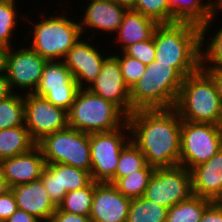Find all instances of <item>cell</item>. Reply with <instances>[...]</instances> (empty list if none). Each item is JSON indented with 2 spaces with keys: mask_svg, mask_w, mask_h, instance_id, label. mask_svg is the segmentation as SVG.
I'll return each instance as SVG.
<instances>
[{
  "mask_svg": "<svg viewBox=\"0 0 222 222\" xmlns=\"http://www.w3.org/2000/svg\"><path fill=\"white\" fill-rule=\"evenodd\" d=\"M131 141L153 168L178 166L181 118L174 108L138 109L128 117Z\"/></svg>",
  "mask_w": 222,
  "mask_h": 222,
  "instance_id": "cell-1",
  "label": "cell"
},
{
  "mask_svg": "<svg viewBox=\"0 0 222 222\" xmlns=\"http://www.w3.org/2000/svg\"><path fill=\"white\" fill-rule=\"evenodd\" d=\"M62 8L61 12H59V8L57 9L58 11H51L53 14H50L49 10H45V7L43 8L45 12L43 10L39 12L36 9V12L33 11L32 13L30 9L28 13L30 12L29 14L31 15L26 13L25 23H27L24 26H28V29L25 28L27 32H22L24 36L20 39L21 41H26V44L28 43L37 54L47 61L64 60L68 51L83 36L77 20L78 16H75L77 11L71 17L70 13L67 12V8L65 6H62ZM64 8H66V11H64ZM31 19L33 20L31 21Z\"/></svg>",
  "mask_w": 222,
  "mask_h": 222,
  "instance_id": "cell-2",
  "label": "cell"
},
{
  "mask_svg": "<svg viewBox=\"0 0 222 222\" xmlns=\"http://www.w3.org/2000/svg\"><path fill=\"white\" fill-rule=\"evenodd\" d=\"M155 60L184 78L200 68V28L190 23L159 24L153 34Z\"/></svg>",
  "mask_w": 222,
  "mask_h": 222,
  "instance_id": "cell-3",
  "label": "cell"
},
{
  "mask_svg": "<svg viewBox=\"0 0 222 222\" xmlns=\"http://www.w3.org/2000/svg\"><path fill=\"white\" fill-rule=\"evenodd\" d=\"M174 109L181 120L222 125V102L212 77L202 68L186 76Z\"/></svg>",
  "mask_w": 222,
  "mask_h": 222,
  "instance_id": "cell-4",
  "label": "cell"
},
{
  "mask_svg": "<svg viewBox=\"0 0 222 222\" xmlns=\"http://www.w3.org/2000/svg\"><path fill=\"white\" fill-rule=\"evenodd\" d=\"M184 77L171 65L157 60L146 65L130 89L131 113L138 109L174 108Z\"/></svg>",
  "mask_w": 222,
  "mask_h": 222,
  "instance_id": "cell-5",
  "label": "cell"
},
{
  "mask_svg": "<svg viewBox=\"0 0 222 222\" xmlns=\"http://www.w3.org/2000/svg\"><path fill=\"white\" fill-rule=\"evenodd\" d=\"M68 127L84 133L110 132L127 122V115L114 103L80 88L67 111Z\"/></svg>",
  "mask_w": 222,
  "mask_h": 222,
  "instance_id": "cell-6",
  "label": "cell"
},
{
  "mask_svg": "<svg viewBox=\"0 0 222 222\" xmlns=\"http://www.w3.org/2000/svg\"><path fill=\"white\" fill-rule=\"evenodd\" d=\"M36 145L40 148L45 163L67 164L90 172L88 133L67 127L45 136Z\"/></svg>",
  "mask_w": 222,
  "mask_h": 222,
  "instance_id": "cell-7",
  "label": "cell"
},
{
  "mask_svg": "<svg viewBox=\"0 0 222 222\" xmlns=\"http://www.w3.org/2000/svg\"><path fill=\"white\" fill-rule=\"evenodd\" d=\"M222 147V125L182 120L179 165L187 170L206 163Z\"/></svg>",
  "mask_w": 222,
  "mask_h": 222,
  "instance_id": "cell-8",
  "label": "cell"
},
{
  "mask_svg": "<svg viewBox=\"0 0 222 222\" xmlns=\"http://www.w3.org/2000/svg\"><path fill=\"white\" fill-rule=\"evenodd\" d=\"M131 140L130 127L89 134L91 177L94 182H109L114 176L123 147Z\"/></svg>",
  "mask_w": 222,
  "mask_h": 222,
  "instance_id": "cell-9",
  "label": "cell"
},
{
  "mask_svg": "<svg viewBox=\"0 0 222 222\" xmlns=\"http://www.w3.org/2000/svg\"><path fill=\"white\" fill-rule=\"evenodd\" d=\"M16 44L7 48L5 54L4 72L9 86L14 93H34L40 83L47 60L37 54L28 44L26 46L25 42Z\"/></svg>",
  "mask_w": 222,
  "mask_h": 222,
  "instance_id": "cell-10",
  "label": "cell"
},
{
  "mask_svg": "<svg viewBox=\"0 0 222 222\" xmlns=\"http://www.w3.org/2000/svg\"><path fill=\"white\" fill-rule=\"evenodd\" d=\"M192 195L191 172L178 165L155 168L143 197L169 209Z\"/></svg>",
  "mask_w": 222,
  "mask_h": 222,
  "instance_id": "cell-11",
  "label": "cell"
},
{
  "mask_svg": "<svg viewBox=\"0 0 222 222\" xmlns=\"http://www.w3.org/2000/svg\"><path fill=\"white\" fill-rule=\"evenodd\" d=\"M83 1L85 2L79 1L82 4L79 3V9L82 8L83 12L77 15L82 35L84 37L96 38L95 41L97 42V38H99L97 35L101 34V38L103 37L102 34H104L103 38L105 39L107 35L108 37L105 40L108 42L110 35L112 38L114 33H117L128 9L118 5L113 0Z\"/></svg>",
  "mask_w": 222,
  "mask_h": 222,
  "instance_id": "cell-12",
  "label": "cell"
},
{
  "mask_svg": "<svg viewBox=\"0 0 222 222\" xmlns=\"http://www.w3.org/2000/svg\"><path fill=\"white\" fill-rule=\"evenodd\" d=\"M24 104V125L36 144L45 136L68 127L67 111L44 97L24 94Z\"/></svg>",
  "mask_w": 222,
  "mask_h": 222,
  "instance_id": "cell-13",
  "label": "cell"
},
{
  "mask_svg": "<svg viewBox=\"0 0 222 222\" xmlns=\"http://www.w3.org/2000/svg\"><path fill=\"white\" fill-rule=\"evenodd\" d=\"M94 42V38L82 36L63 60L77 81L79 88H87L97 78L104 60L111 53L108 51L110 50L108 42L103 46L109 49L101 47V43Z\"/></svg>",
  "mask_w": 222,
  "mask_h": 222,
  "instance_id": "cell-14",
  "label": "cell"
},
{
  "mask_svg": "<svg viewBox=\"0 0 222 222\" xmlns=\"http://www.w3.org/2000/svg\"><path fill=\"white\" fill-rule=\"evenodd\" d=\"M79 89L63 60L47 61L34 94L68 111Z\"/></svg>",
  "mask_w": 222,
  "mask_h": 222,
  "instance_id": "cell-15",
  "label": "cell"
},
{
  "mask_svg": "<svg viewBox=\"0 0 222 222\" xmlns=\"http://www.w3.org/2000/svg\"><path fill=\"white\" fill-rule=\"evenodd\" d=\"M87 89L117 105L127 116L131 114L130 89L125 84L120 64L112 53L104 60L101 72Z\"/></svg>",
  "mask_w": 222,
  "mask_h": 222,
  "instance_id": "cell-16",
  "label": "cell"
},
{
  "mask_svg": "<svg viewBox=\"0 0 222 222\" xmlns=\"http://www.w3.org/2000/svg\"><path fill=\"white\" fill-rule=\"evenodd\" d=\"M40 178L56 206L67 192L82 189L93 181L90 172L62 163H46Z\"/></svg>",
  "mask_w": 222,
  "mask_h": 222,
  "instance_id": "cell-17",
  "label": "cell"
},
{
  "mask_svg": "<svg viewBox=\"0 0 222 222\" xmlns=\"http://www.w3.org/2000/svg\"><path fill=\"white\" fill-rule=\"evenodd\" d=\"M131 200L125 197L112 183L94 182L89 217L92 222H126Z\"/></svg>",
  "mask_w": 222,
  "mask_h": 222,
  "instance_id": "cell-18",
  "label": "cell"
},
{
  "mask_svg": "<svg viewBox=\"0 0 222 222\" xmlns=\"http://www.w3.org/2000/svg\"><path fill=\"white\" fill-rule=\"evenodd\" d=\"M46 163L40 148L36 145L29 152L0 161V170L12 188L40 179Z\"/></svg>",
  "mask_w": 222,
  "mask_h": 222,
  "instance_id": "cell-19",
  "label": "cell"
},
{
  "mask_svg": "<svg viewBox=\"0 0 222 222\" xmlns=\"http://www.w3.org/2000/svg\"><path fill=\"white\" fill-rule=\"evenodd\" d=\"M18 209L34 215L42 222H49L57 206L52 202L40 179L27 184H17L11 188Z\"/></svg>",
  "mask_w": 222,
  "mask_h": 222,
  "instance_id": "cell-20",
  "label": "cell"
},
{
  "mask_svg": "<svg viewBox=\"0 0 222 222\" xmlns=\"http://www.w3.org/2000/svg\"><path fill=\"white\" fill-rule=\"evenodd\" d=\"M193 195L222 201V147L206 163L190 170Z\"/></svg>",
  "mask_w": 222,
  "mask_h": 222,
  "instance_id": "cell-21",
  "label": "cell"
},
{
  "mask_svg": "<svg viewBox=\"0 0 222 222\" xmlns=\"http://www.w3.org/2000/svg\"><path fill=\"white\" fill-rule=\"evenodd\" d=\"M158 25L152 18L132 9L127 10L117 33L108 40L111 45L114 43L113 46L116 45L118 48L111 47L110 51L113 52L115 49V52H123L132 44L151 39Z\"/></svg>",
  "mask_w": 222,
  "mask_h": 222,
  "instance_id": "cell-22",
  "label": "cell"
},
{
  "mask_svg": "<svg viewBox=\"0 0 222 222\" xmlns=\"http://www.w3.org/2000/svg\"><path fill=\"white\" fill-rule=\"evenodd\" d=\"M217 20L222 21V18L220 17L219 20L212 17L199 27L200 68L202 69H222V22L218 23L219 26L213 27ZM213 28L215 29L213 30Z\"/></svg>",
  "mask_w": 222,
  "mask_h": 222,
  "instance_id": "cell-23",
  "label": "cell"
},
{
  "mask_svg": "<svg viewBox=\"0 0 222 222\" xmlns=\"http://www.w3.org/2000/svg\"><path fill=\"white\" fill-rule=\"evenodd\" d=\"M171 23H190L201 27L212 15V0H167Z\"/></svg>",
  "mask_w": 222,
  "mask_h": 222,
  "instance_id": "cell-24",
  "label": "cell"
},
{
  "mask_svg": "<svg viewBox=\"0 0 222 222\" xmlns=\"http://www.w3.org/2000/svg\"><path fill=\"white\" fill-rule=\"evenodd\" d=\"M17 1L19 0H6L0 3V45L6 48L15 46V40H18L16 41L18 43L21 42L17 38L16 29L25 23L26 12L28 11H25V15H23L24 12L20 11V3Z\"/></svg>",
  "mask_w": 222,
  "mask_h": 222,
  "instance_id": "cell-25",
  "label": "cell"
},
{
  "mask_svg": "<svg viewBox=\"0 0 222 222\" xmlns=\"http://www.w3.org/2000/svg\"><path fill=\"white\" fill-rule=\"evenodd\" d=\"M35 146L25 125L0 130V161L27 153Z\"/></svg>",
  "mask_w": 222,
  "mask_h": 222,
  "instance_id": "cell-26",
  "label": "cell"
},
{
  "mask_svg": "<svg viewBox=\"0 0 222 222\" xmlns=\"http://www.w3.org/2000/svg\"><path fill=\"white\" fill-rule=\"evenodd\" d=\"M211 200L192 195L170 207L166 222H199Z\"/></svg>",
  "mask_w": 222,
  "mask_h": 222,
  "instance_id": "cell-27",
  "label": "cell"
},
{
  "mask_svg": "<svg viewBox=\"0 0 222 222\" xmlns=\"http://www.w3.org/2000/svg\"><path fill=\"white\" fill-rule=\"evenodd\" d=\"M155 168L146 164L141 170L135 171L125 177L116 179L112 184L130 199L144 195Z\"/></svg>",
  "mask_w": 222,
  "mask_h": 222,
  "instance_id": "cell-28",
  "label": "cell"
},
{
  "mask_svg": "<svg viewBox=\"0 0 222 222\" xmlns=\"http://www.w3.org/2000/svg\"><path fill=\"white\" fill-rule=\"evenodd\" d=\"M168 208L143 196L131 200L126 222H166Z\"/></svg>",
  "mask_w": 222,
  "mask_h": 222,
  "instance_id": "cell-29",
  "label": "cell"
},
{
  "mask_svg": "<svg viewBox=\"0 0 222 222\" xmlns=\"http://www.w3.org/2000/svg\"><path fill=\"white\" fill-rule=\"evenodd\" d=\"M24 94L12 93L0 100V130L24 125Z\"/></svg>",
  "mask_w": 222,
  "mask_h": 222,
  "instance_id": "cell-30",
  "label": "cell"
},
{
  "mask_svg": "<svg viewBox=\"0 0 222 222\" xmlns=\"http://www.w3.org/2000/svg\"><path fill=\"white\" fill-rule=\"evenodd\" d=\"M94 194V181L88 186L67 192L62 202L57 206L60 211L90 216Z\"/></svg>",
  "mask_w": 222,
  "mask_h": 222,
  "instance_id": "cell-31",
  "label": "cell"
},
{
  "mask_svg": "<svg viewBox=\"0 0 222 222\" xmlns=\"http://www.w3.org/2000/svg\"><path fill=\"white\" fill-rule=\"evenodd\" d=\"M147 164L141 150L130 140L121 150L115 176L108 182L125 177L135 171L141 170Z\"/></svg>",
  "mask_w": 222,
  "mask_h": 222,
  "instance_id": "cell-32",
  "label": "cell"
},
{
  "mask_svg": "<svg viewBox=\"0 0 222 222\" xmlns=\"http://www.w3.org/2000/svg\"><path fill=\"white\" fill-rule=\"evenodd\" d=\"M132 10L152 18L158 24L171 23V12L167 0H135Z\"/></svg>",
  "mask_w": 222,
  "mask_h": 222,
  "instance_id": "cell-33",
  "label": "cell"
},
{
  "mask_svg": "<svg viewBox=\"0 0 222 222\" xmlns=\"http://www.w3.org/2000/svg\"><path fill=\"white\" fill-rule=\"evenodd\" d=\"M118 60L125 84L131 87L142 77L146 65L139 60L129 57L124 52H111Z\"/></svg>",
  "mask_w": 222,
  "mask_h": 222,
  "instance_id": "cell-34",
  "label": "cell"
},
{
  "mask_svg": "<svg viewBox=\"0 0 222 222\" xmlns=\"http://www.w3.org/2000/svg\"><path fill=\"white\" fill-rule=\"evenodd\" d=\"M129 57L135 58L147 65L155 60V44L153 37L149 40L137 42L123 51Z\"/></svg>",
  "mask_w": 222,
  "mask_h": 222,
  "instance_id": "cell-35",
  "label": "cell"
},
{
  "mask_svg": "<svg viewBox=\"0 0 222 222\" xmlns=\"http://www.w3.org/2000/svg\"><path fill=\"white\" fill-rule=\"evenodd\" d=\"M18 209L13 191L0 195V221H6Z\"/></svg>",
  "mask_w": 222,
  "mask_h": 222,
  "instance_id": "cell-36",
  "label": "cell"
},
{
  "mask_svg": "<svg viewBox=\"0 0 222 222\" xmlns=\"http://www.w3.org/2000/svg\"><path fill=\"white\" fill-rule=\"evenodd\" d=\"M199 222H222V201H212Z\"/></svg>",
  "mask_w": 222,
  "mask_h": 222,
  "instance_id": "cell-37",
  "label": "cell"
},
{
  "mask_svg": "<svg viewBox=\"0 0 222 222\" xmlns=\"http://www.w3.org/2000/svg\"><path fill=\"white\" fill-rule=\"evenodd\" d=\"M49 222H92V221L88 216L63 212L57 208Z\"/></svg>",
  "mask_w": 222,
  "mask_h": 222,
  "instance_id": "cell-38",
  "label": "cell"
},
{
  "mask_svg": "<svg viewBox=\"0 0 222 222\" xmlns=\"http://www.w3.org/2000/svg\"><path fill=\"white\" fill-rule=\"evenodd\" d=\"M4 222H42L34 215L26 211L17 209L6 221Z\"/></svg>",
  "mask_w": 222,
  "mask_h": 222,
  "instance_id": "cell-39",
  "label": "cell"
},
{
  "mask_svg": "<svg viewBox=\"0 0 222 222\" xmlns=\"http://www.w3.org/2000/svg\"><path fill=\"white\" fill-rule=\"evenodd\" d=\"M213 79L222 102V69H204Z\"/></svg>",
  "mask_w": 222,
  "mask_h": 222,
  "instance_id": "cell-40",
  "label": "cell"
},
{
  "mask_svg": "<svg viewBox=\"0 0 222 222\" xmlns=\"http://www.w3.org/2000/svg\"><path fill=\"white\" fill-rule=\"evenodd\" d=\"M12 93L5 72L0 73V100L7 98Z\"/></svg>",
  "mask_w": 222,
  "mask_h": 222,
  "instance_id": "cell-41",
  "label": "cell"
},
{
  "mask_svg": "<svg viewBox=\"0 0 222 222\" xmlns=\"http://www.w3.org/2000/svg\"><path fill=\"white\" fill-rule=\"evenodd\" d=\"M213 18H219L222 15V0H212Z\"/></svg>",
  "mask_w": 222,
  "mask_h": 222,
  "instance_id": "cell-42",
  "label": "cell"
},
{
  "mask_svg": "<svg viewBox=\"0 0 222 222\" xmlns=\"http://www.w3.org/2000/svg\"><path fill=\"white\" fill-rule=\"evenodd\" d=\"M9 191H11L10 185L7 183V180L2 175V172L0 170V195H5Z\"/></svg>",
  "mask_w": 222,
  "mask_h": 222,
  "instance_id": "cell-43",
  "label": "cell"
},
{
  "mask_svg": "<svg viewBox=\"0 0 222 222\" xmlns=\"http://www.w3.org/2000/svg\"><path fill=\"white\" fill-rule=\"evenodd\" d=\"M118 5L125 7L126 9L130 10L134 8L135 0H113Z\"/></svg>",
  "mask_w": 222,
  "mask_h": 222,
  "instance_id": "cell-44",
  "label": "cell"
},
{
  "mask_svg": "<svg viewBox=\"0 0 222 222\" xmlns=\"http://www.w3.org/2000/svg\"><path fill=\"white\" fill-rule=\"evenodd\" d=\"M6 50V47L0 45V73L4 72Z\"/></svg>",
  "mask_w": 222,
  "mask_h": 222,
  "instance_id": "cell-45",
  "label": "cell"
},
{
  "mask_svg": "<svg viewBox=\"0 0 222 222\" xmlns=\"http://www.w3.org/2000/svg\"><path fill=\"white\" fill-rule=\"evenodd\" d=\"M72 2H73V1H71V2H69V1L64 2V5H66V3H67V4H69V3H70L72 6H71V5H70V6H68V5H67L66 7H67V8H68V7H70V9H71L70 11H72V12H73V8H71V7H74V6L76 5L75 3H76V2L78 3V2H79V0L75 1V2L73 3L74 5L72 4Z\"/></svg>",
  "mask_w": 222,
  "mask_h": 222,
  "instance_id": "cell-46",
  "label": "cell"
}]
</instances>
